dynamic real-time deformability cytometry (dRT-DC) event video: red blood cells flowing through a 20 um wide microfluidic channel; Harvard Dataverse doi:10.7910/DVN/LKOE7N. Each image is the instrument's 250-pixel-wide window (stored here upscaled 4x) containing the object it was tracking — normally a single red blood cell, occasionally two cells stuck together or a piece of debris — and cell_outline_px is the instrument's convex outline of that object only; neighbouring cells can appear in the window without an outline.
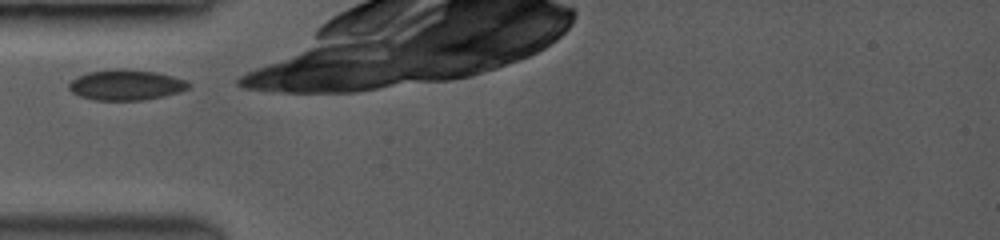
{"species": "common noctule bat (a hibernating species)", "species_latin": "Nyctalus noctula", "temperature_condition": "room temperature", "stored_images_in_passage": 4, "camera_frame_rate_fps": 3500, "um_per_image_px": 0.085, "animal": {"sex": "female", "body_mass_g": 19.0, "forearm_length_mm": 53.3}, "frame": {"image": 1, "passage_image": 1, "time_ms": 0.0, "image_size_px": [1000, 240], "cell_outline_px": [[188, 88], [176, 92], [160, 96], [140, 100], [96, 100], [80, 96], [72, 92], [68, 88], [68, 84], [72, 80], [88, 72], [116, 68], [124, 68], [156, 72], [172, 76], [184, 80], [188, 84]], "centroid_in_image_um": [10.65, 7.2], "position_along_channel_um": 74.4, "area_um2": 20.87}}